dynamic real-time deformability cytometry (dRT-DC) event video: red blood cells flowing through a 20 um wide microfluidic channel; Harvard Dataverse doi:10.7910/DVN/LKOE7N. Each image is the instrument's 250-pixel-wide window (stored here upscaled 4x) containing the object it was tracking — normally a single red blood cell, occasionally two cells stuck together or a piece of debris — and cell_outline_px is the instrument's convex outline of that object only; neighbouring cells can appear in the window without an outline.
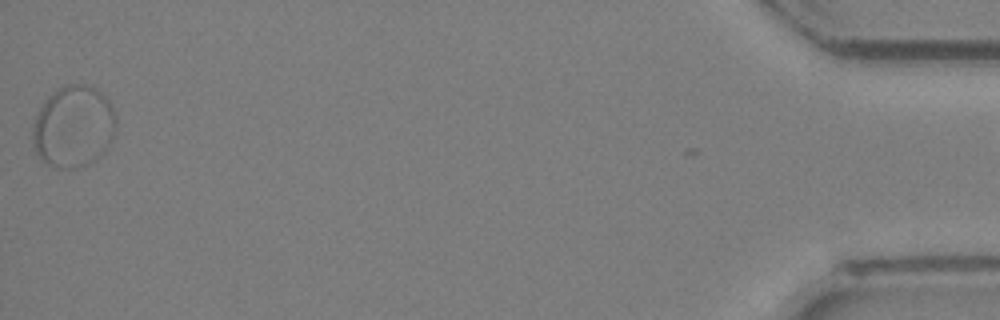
{"species": "Egyptian fruit bat (a non-hibernating species)", "species_latin": "Rousettus aegyptiacus", "temperature_condition": "room temperature", "stored_images_in_passage": 22, "segment_of_instrument_passage": [3, 3], "camera_frame_rate_fps": 3000, "um_per_image_px": 0.085, "animal": {"sex": "female"}, "frame": {"image": 1, "passage_image": 22, "time_ms": 7.0, "image_size_px": [1000, 320], "cell_outline_px": [[116, 128], [112, 140], [108, 148], [96, 160], [88, 164], [76, 168], [56, 168], [40, 160], [36, 156], [32, 144], [32, 128], [36, 116], [44, 100], [56, 88], [64, 84], [84, 84], [100, 92], [108, 100], [116, 116]], "centroid_in_image_um": [6.22, 10.78], "position_along_channel_um": 429.0, "area_um2": 40.29}}